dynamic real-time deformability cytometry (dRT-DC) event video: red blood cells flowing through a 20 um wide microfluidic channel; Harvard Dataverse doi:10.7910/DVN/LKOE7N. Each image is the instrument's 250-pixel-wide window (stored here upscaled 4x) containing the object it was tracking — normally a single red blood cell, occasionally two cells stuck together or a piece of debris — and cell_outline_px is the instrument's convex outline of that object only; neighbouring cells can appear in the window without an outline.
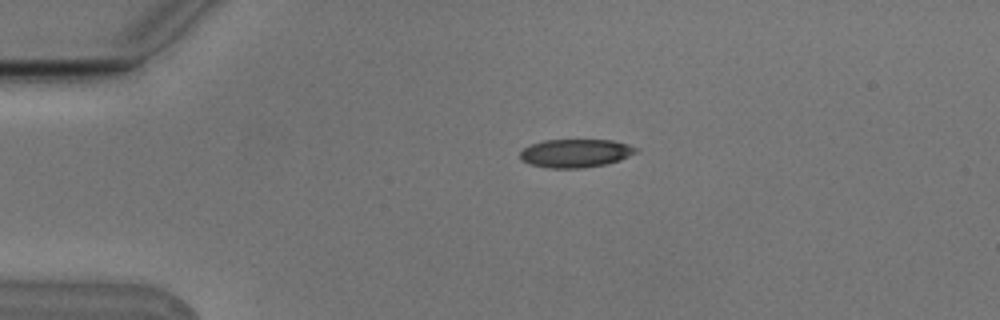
{"species": "Egyptian fruit bat (a non-hibernating species)", "species_latin": "Rousettus aegyptiacus", "temperature_condition": "cold", "stored_images_in_passage": 2, "camera_frame_rate_fps": 3000, "um_per_image_px": 0.085, "animal": {"sex": "male"}, "frame": {"image": 1, "passage_image": 1, "time_ms": 0.0, "image_size_px": [1000, 320], "cell_outline_px": [[636, 152], [620, 160], [604, 164], [584, 168], [548, 168], [532, 164], [520, 160], [520, 152], [524, 148], [532, 144], [544, 140], [612, 140], [628, 144], [636, 148]], "centroid_in_image_um": [48.9, 13.02], "position_along_channel_um": 36.1, "area_um2": 18.96}}